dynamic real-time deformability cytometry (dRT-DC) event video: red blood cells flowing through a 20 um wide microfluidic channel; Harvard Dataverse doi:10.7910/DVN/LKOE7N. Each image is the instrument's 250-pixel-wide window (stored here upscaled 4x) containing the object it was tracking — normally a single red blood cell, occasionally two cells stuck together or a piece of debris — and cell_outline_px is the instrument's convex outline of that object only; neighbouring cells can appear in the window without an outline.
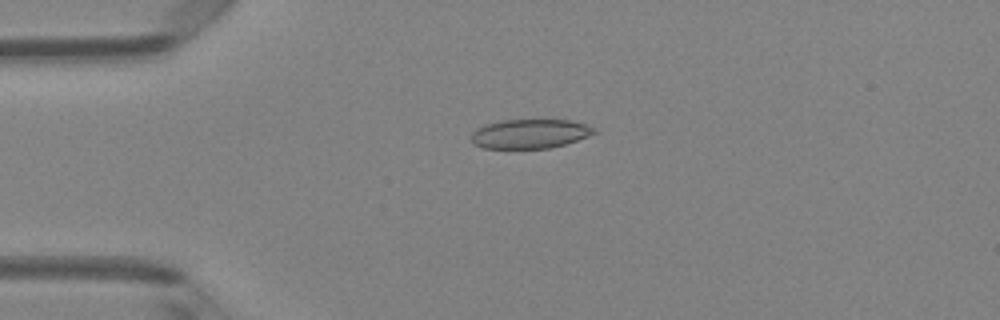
{"species": "Egyptian fruit bat (a non-hibernating species)", "species_latin": "Rousettus aegyptiacus", "temperature_condition": "room temperature", "stored_images_in_passage": 38, "camera_frame_rate_fps": 3000, "um_per_image_px": 0.085, "animal": {"sex": "female"}, "frame": {"image": 1, "passage_image": 1, "time_ms": 0.0, "image_size_px": [1000, 320], "cell_outline_px": [[596, 132], [588, 136], [564, 144], [548, 148], [484, 148], [476, 144], [472, 140], [472, 132], [476, 128], [488, 124], [504, 120], [572, 120], [584, 124], [592, 128]], "centroid_in_image_um": [45.03, 11.37], "position_along_channel_um": 40.0, "area_um2": 20.52}}
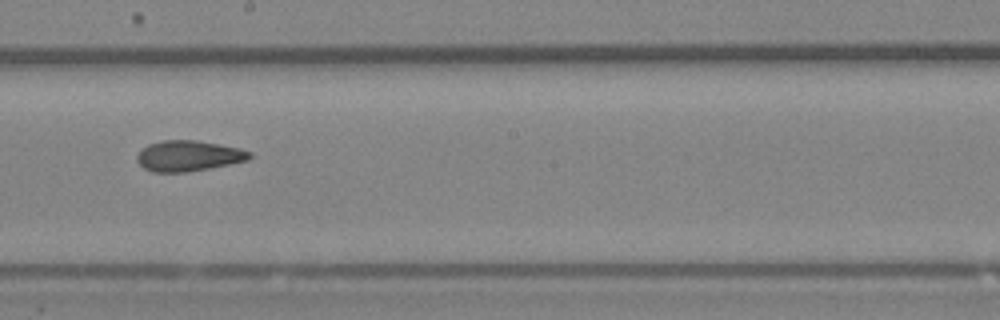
{"frame": {"image": 2, "passage_image": 17, "time_ms": 5.333, "image_size_px": [1000, 320], "cell_outline_px": [[252, 156], [248, 160], [188, 172], [152, 172], [144, 168], [136, 160], [136, 156], [148, 144], [160, 140], [196, 140], [240, 148], [252, 152]], "centroid_in_image_um": [16.01, 13.24], "position_along_channel_um": 232.2, "area_um2": 20.06}}
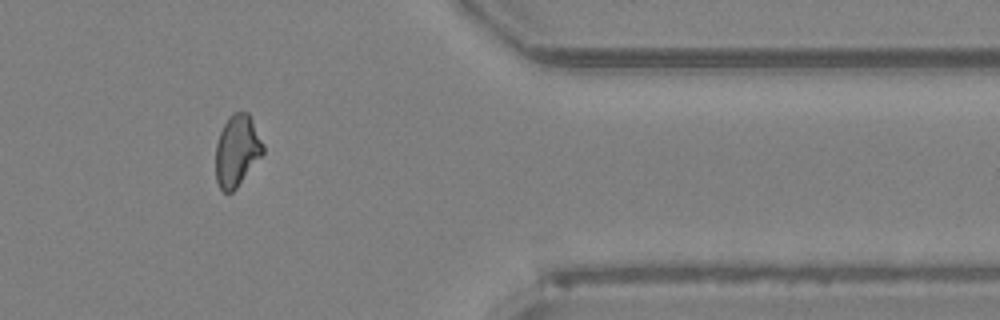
{"frame": {"image": 3, "passage_image": 30, "time_ms": 9.667, "image_size_px": [1000, 320], "cell_outline_px": [[264, 152], [236, 188], [232, 192], [224, 192], [220, 188], [216, 180], [216, 144], [220, 132], [228, 116], [232, 112], [248, 112], [264, 144]], "centroid_in_image_um": [20.14, 12.78], "position_along_channel_um": 391.3, "area_um2": 19.59}, "authors_computed_cell_mechanics": {"area_um2": 20.0855, "velocity_mm_per_s": 4.1444, "shape_relaxation_time_tau1_ms": null, "shape_relaxation_time_tau2_ms": 3.1105, "deformation_change_tau1": null, "deformation_change_tau2": 0.0937}}